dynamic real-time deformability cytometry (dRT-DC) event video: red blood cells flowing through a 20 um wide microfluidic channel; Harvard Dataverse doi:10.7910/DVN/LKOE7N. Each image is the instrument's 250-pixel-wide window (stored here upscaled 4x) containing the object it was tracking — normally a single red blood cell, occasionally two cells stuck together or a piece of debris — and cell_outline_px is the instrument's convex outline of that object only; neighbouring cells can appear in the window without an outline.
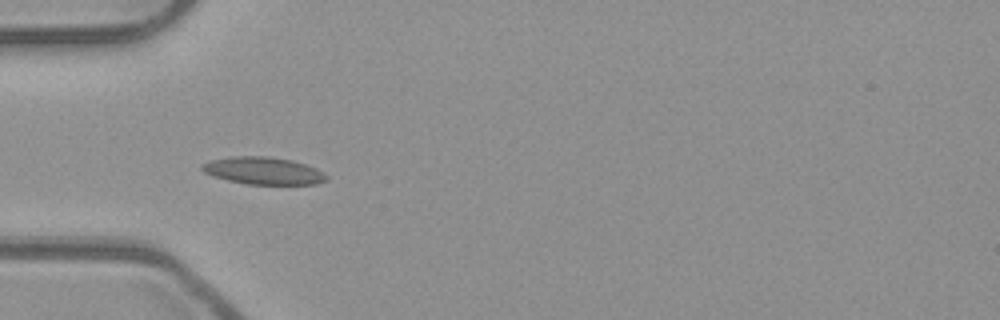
{"species": "common noctule bat (a hibernating species)", "species_latin": "Nyctalus noctula", "temperature_condition": "room temperature", "stored_images_in_passage": 32, "camera_frame_rate_fps": 3000, "um_per_image_px": 0.085, "animal": {"sex": "male", "body_mass_g": 23.1, "forearm_length_mm": 52.7}, "frame": {"image": 1, "passage_image": 1, "time_ms": 0.0, "image_size_px": [1000, 320], "cell_outline_px": [[328, 180], [316, 184], [248, 184], [228, 180], [212, 176], [204, 172], [200, 168], [200, 164], [212, 160], [232, 156], [268, 156], [292, 160], [316, 168], [324, 172], [328, 176]], "centroid_in_image_um": [22.39, 14.51], "position_along_channel_um": 62.6, "area_um2": 19.88}}
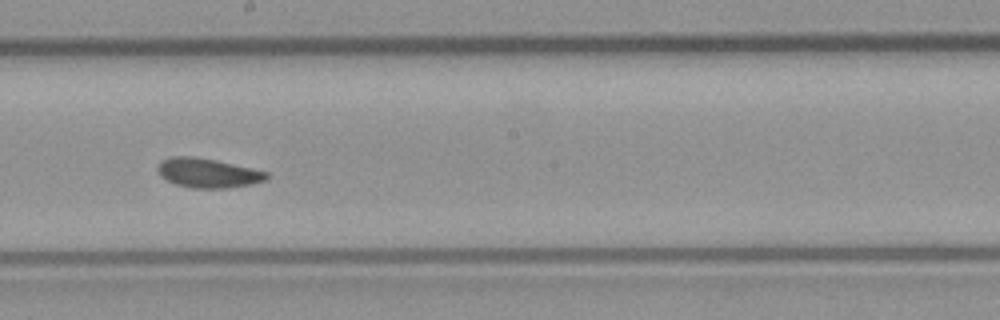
{"frame": {"image": 2, "passage_image": 14, "time_ms": 4.333, "image_size_px": [1000, 320], "cell_outline_px": [[268, 180], [228, 188], [192, 188], [176, 184], [160, 176], [156, 168], [160, 160], [172, 156], [192, 156], [216, 160], [252, 168], [268, 172]], "centroid_in_image_um": [17.64, 14.69], "position_along_channel_um": 230.6, "area_um2": 18.67}}
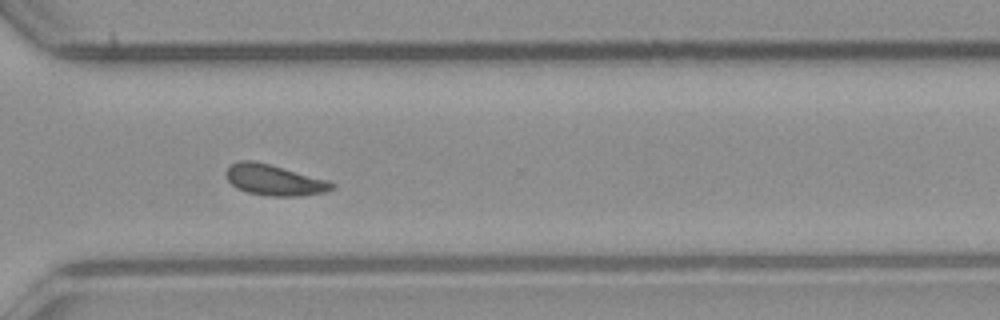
{"frame": {"image": 3, "passage_image": 23, "time_ms": 7.333, "image_size_px": [1000, 320], "cell_outline_px": [[336, 188], [324, 192], [300, 196], [268, 196], [248, 192], [236, 188], [228, 180], [224, 172], [228, 164], [240, 160], [252, 160], [268, 164], [328, 180], [336, 184]], "centroid_in_image_um": [23.28, 15.3], "position_along_channel_um": 347.3, "area_um2": 19.07}, "authors_computed_cell_mechanics": {"area_um2": 18.496, "velocity_mm_per_s": 3.9017, "shape_relaxation_time_tau1_ms": 2.3904, "shape_relaxation_time_tau2_ms": 2.8158, "deformation_change_tau1": 0.0862, "deformation_change_tau2": 0.0832}}